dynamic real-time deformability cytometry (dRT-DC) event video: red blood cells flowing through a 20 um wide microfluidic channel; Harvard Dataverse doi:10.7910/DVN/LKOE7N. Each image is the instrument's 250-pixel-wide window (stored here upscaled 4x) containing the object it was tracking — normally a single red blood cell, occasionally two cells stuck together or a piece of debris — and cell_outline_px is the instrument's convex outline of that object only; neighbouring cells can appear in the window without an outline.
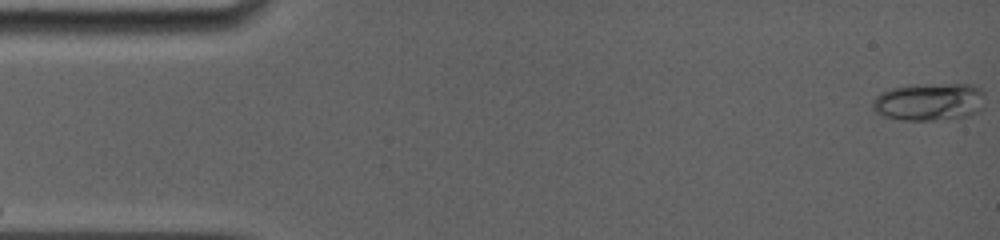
{"species": "common noctule bat (a hibernating species)", "species_latin": "Nyctalus noctula", "temperature_condition": "room temperature", "stored_images_in_passage": 10, "camera_frame_rate_fps": 5000, "um_per_image_px": 0.085, "animal": {"sex": "female", "body_mass_g": 19.0, "forearm_length_mm": 56.7}, "frame": {"image": 1, "passage_image": 1, "time_ms": 0.0, "image_size_px": [1000, 240], "cell_outline_px": [[984, 108], [968, 116], [936, 120], [900, 120], [884, 116], [872, 112], [872, 100], [880, 92], [892, 88], [912, 84], [976, 84], [984, 92]], "centroid_in_image_um": [78.98, 8.64], "position_along_channel_um": 6.0, "area_um2": 25.26}}